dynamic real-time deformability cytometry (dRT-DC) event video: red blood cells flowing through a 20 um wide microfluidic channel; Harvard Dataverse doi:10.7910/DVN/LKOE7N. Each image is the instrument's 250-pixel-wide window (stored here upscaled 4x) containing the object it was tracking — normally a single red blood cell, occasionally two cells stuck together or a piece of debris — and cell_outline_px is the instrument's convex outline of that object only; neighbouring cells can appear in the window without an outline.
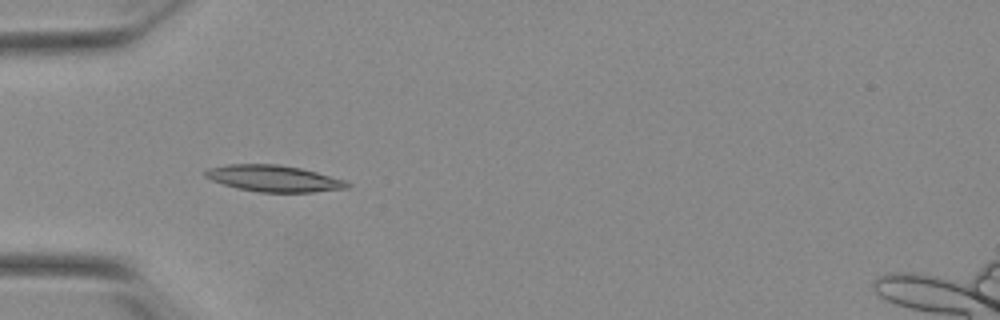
{"species": "Egyptian fruit bat (a non-hibernating species)", "species_latin": "Rousettus aegyptiacus", "temperature_condition": "warm", "stored_images_in_passage": 26, "camera_frame_rate_fps": 3000, "um_per_image_px": 0.085, "animal": {"sex": "female"}, "frame": {"image": 1, "passage_image": 4, "time_ms": 1.0, "image_size_px": [1000, 320], "cell_outline_px": [[352, 184], [348, 188], [312, 192], [260, 192], [236, 188], [212, 180], [204, 176], [204, 172], [208, 168], [228, 164], [280, 164], [300, 168], [316, 172], [344, 180]], "centroid_in_image_um": [23.26, 15.16], "position_along_channel_um": 61.7, "area_um2": 21.79}}
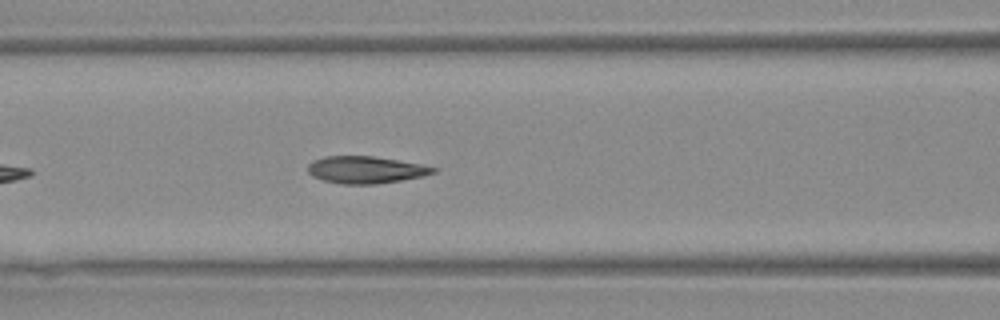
{"frame": {"image": 2, "passage_image": 10, "time_ms": 3.0, "image_size_px": [1000, 320], "cell_outline_px": [[436, 172], [420, 176], [400, 180], [376, 184], [344, 184], [324, 180], [312, 176], [308, 172], [308, 164], [312, 160], [324, 156], [372, 156], [396, 160], [436, 168]], "centroid_in_image_um": [31.0, 14.43], "position_along_channel_um": 135.6, "area_um2": 19.42}}
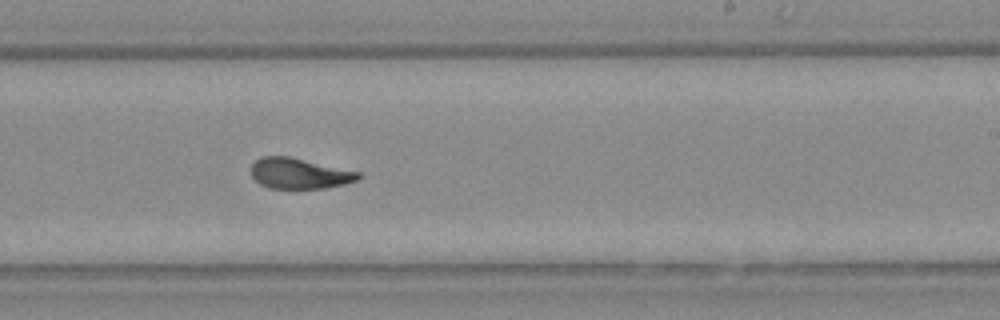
{"frame": {"image": 3, "passage_image": 20, "time_ms": 6.333, "image_size_px": [1000, 320], "cell_outline_px": [[364, 176], [356, 180], [344, 184], [324, 188], [268, 188], [260, 184], [252, 176], [252, 164], [260, 156], [288, 156], [360, 172]], "centroid_in_image_um": [25.45, 14.74], "position_along_channel_um": 263.6, "area_um2": 19.02}}